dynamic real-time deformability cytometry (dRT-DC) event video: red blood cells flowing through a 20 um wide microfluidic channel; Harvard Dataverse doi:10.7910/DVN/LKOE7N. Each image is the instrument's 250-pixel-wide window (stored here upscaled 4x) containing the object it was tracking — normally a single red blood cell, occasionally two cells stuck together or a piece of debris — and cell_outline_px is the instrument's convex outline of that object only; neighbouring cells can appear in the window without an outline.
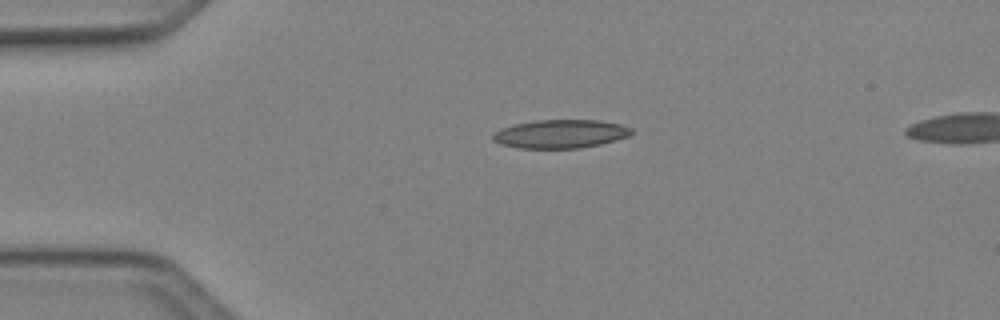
{"species": "Egyptian fruit bat (a non-hibernating species)", "species_latin": "Rousettus aegyptiacus", "temperature_condition": "cold", "stored_images_in_passage": 4, "segment_of_instrument_passage": [1, 2], "camera_frame_rate_fps": 3000, "um_per_image_px": 0.085, "animal": {"sex": "female"}, "frame": {"image": 1, "passage_image": 2, "time_ms": 0.333, "image_size_px": [1000, 320], "cell_outline_px": [[632, 132], [628, 136], [616, 140], [600, 144], [580, 148], [520, 148], [500, 144], [492, 140], [492, 136], [500, 128], [516, 124], [536, 120], [600, 120], [620, 124], [632, 128]], "centroid_in_image_um": [47.64, 11.38], "position_along_channel_um": 37.4, "area_um2": 22.95}}